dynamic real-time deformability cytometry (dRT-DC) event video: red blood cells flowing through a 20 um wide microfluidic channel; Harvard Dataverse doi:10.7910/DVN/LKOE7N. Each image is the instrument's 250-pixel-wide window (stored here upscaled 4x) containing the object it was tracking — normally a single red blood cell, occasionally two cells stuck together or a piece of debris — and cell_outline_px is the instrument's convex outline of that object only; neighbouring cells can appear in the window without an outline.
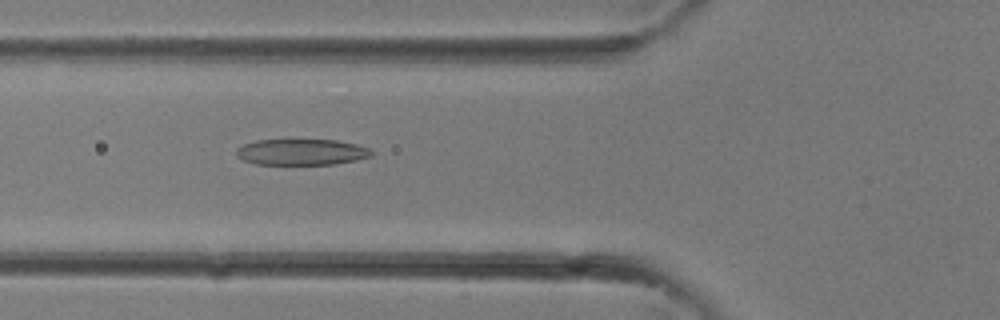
{"species": "common noctule bat (a hibernating species)", "species_latin": "Nyctalus noctula", "temperature_condition": "room temperature", "stored_images_in_passage": 12, "camera_frame_rate_fps": 3000, "um_per_image_px": 0.085, "animal": {"sex": "female"}, "frame": {"image": 1, "passage_image": 12, "time_ms": 3.667, "image_size_px": [1000, 320], "cell_outline_px": [[372, 156], [356, 160], [336, 164], [256, 164], [244, 160], [236, 156], [236, 148], [244, 144], [256, 140], [336, 140], [356, 144], [368, 148], [372, 152]], "centroid_in_image_um": [25.62, 12.92], "position_along_channel_um": 100.2, "area_um2": 20.46}}